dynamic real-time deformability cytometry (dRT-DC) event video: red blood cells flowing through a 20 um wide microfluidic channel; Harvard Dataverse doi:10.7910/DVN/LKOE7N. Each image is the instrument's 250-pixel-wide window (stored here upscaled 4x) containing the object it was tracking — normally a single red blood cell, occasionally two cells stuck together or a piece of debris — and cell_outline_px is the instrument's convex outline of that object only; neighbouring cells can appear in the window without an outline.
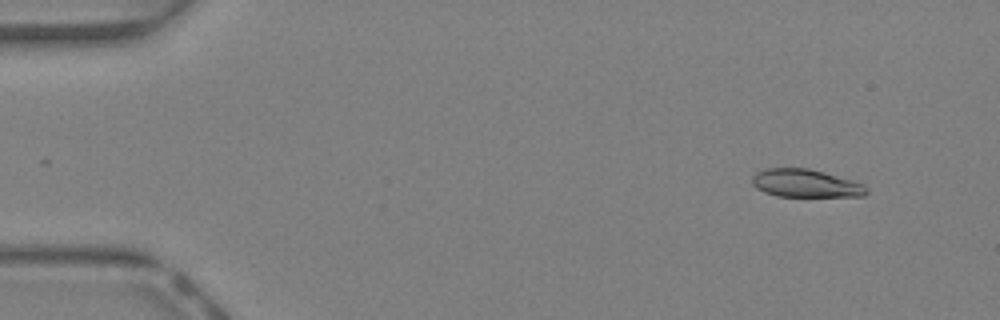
{"species": "Egyptian fruit bat (a non-hibernating species)", "species_latin": "Rousettus aegyptiacus", "temperature_condition": "warm", "stored_images_in_passage": 45, "camera_frame_rate_fps": 3000, "um_per_image_px": 0.085, "animal": {"sex": "female"}, "frame": {"image": 1, "passage_image": 5, "time_ms": 1.333, "image_size_px": [1000, 320], "cell_outline_px": [[868, 192], [864, 196], [776, 196], [764, 192], [756, 188], [752, 184], [752, 176], [756, 172], [764, 168], [808, 168], [852, 180], [864, 184], [868, 188]], "centroid_in_image_um": [68.46, 15.58], "position_along_channel_um": 16.5, "area_um2": 18.67}}
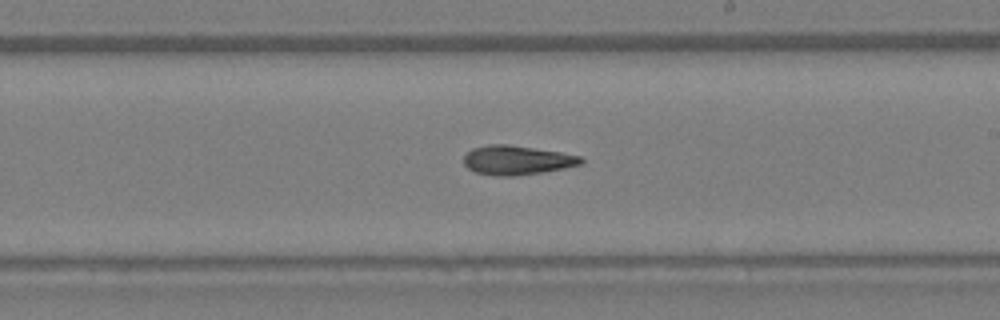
{"frame": {"image": 2, "passage_image": 27, "time_ms": 8.667, "image_size_px": [1000, 320], "cell_outline_px": [[584, 160], [580, 164], [564, 168], [544, 172], [512, 176], [496, 176], [476, 172], [468, 168], [464, 164], [464, 156], [472, 148], [488, 144], [508, 144], [560, 152], [580, 156]], "centroid_in_image_um": [43.92, 13.61], "position_along_channel_um": 245.1, "area_um2": 19.88}}
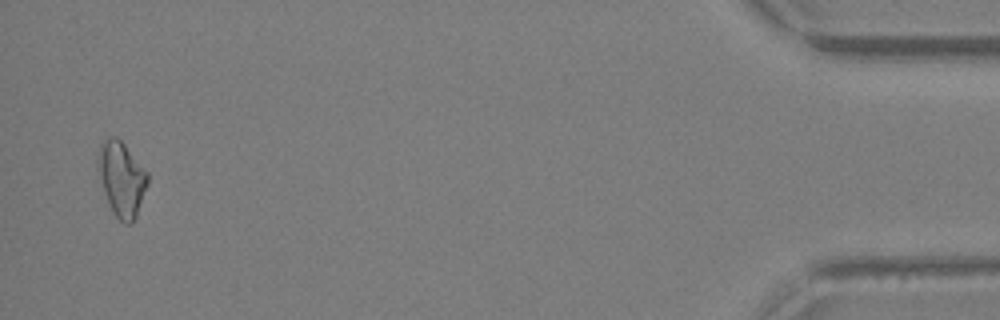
{"frame": {"image": 3, "passage_image": 44, "time_ms": 14.333, "image_size_px": [1000, 320], "cell_outline_px": [[148, 184], [136, 216], [132, 224], [124, 224], [112, 212], [104, 192], [96, 168], [96, 160], [100, 144], [108, 136], [116, 136], [124, 144], [148, 172]], "centroid_in_image_um": [10.31, 15.19], "position_along_channel_um": 424.9, "area_um2": 21.79}, "authors_computed_cell_mechanics": {"area_um2": 19.652, "velocity_mm_per_s": 4.6884, "shape_relaxation_time_tau1_ms": 5.3606, "shape_relaxation_time_tau2_ms": null, "deformation_change_tau1": 0.1687, "deformation_change_tau2": null}}